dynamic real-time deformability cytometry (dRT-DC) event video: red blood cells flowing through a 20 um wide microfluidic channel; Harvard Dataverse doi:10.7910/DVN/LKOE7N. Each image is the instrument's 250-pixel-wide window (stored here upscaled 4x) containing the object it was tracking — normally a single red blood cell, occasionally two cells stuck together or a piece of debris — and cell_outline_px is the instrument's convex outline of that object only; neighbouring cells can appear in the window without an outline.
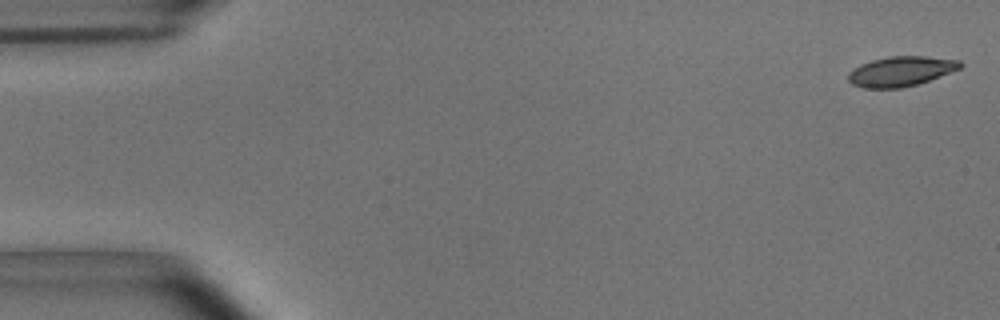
{"species": "common noctule bat (a hibernating species)", "species_latin": "Nyctalus noctula", "temperature_condition": "room temperature", "stored_images_in_passage": 53, "camera_frame_rate_fps": 3000, "um_per_image_px": 0.085, "animal": {"sex": "male", "body_mass_g": 15.6}, "frame": {"image": 1, "passage_image": 1, "time_ms": 0.0, "image_size_px": [1000, 320], "cell_outline_px": [[964, 64], [960, 68], [928, 80], [916, 84], [900, 88], [864, 88], [852, 84], [848, 80], [848, 72], [860, 64], [872, 60], [888, 56], [924, 56], [960, 60]], "centroid_in_image_um": [76.54, 6.05], "position_along_channel_um": 8.5, "area_um2": 19.36}}
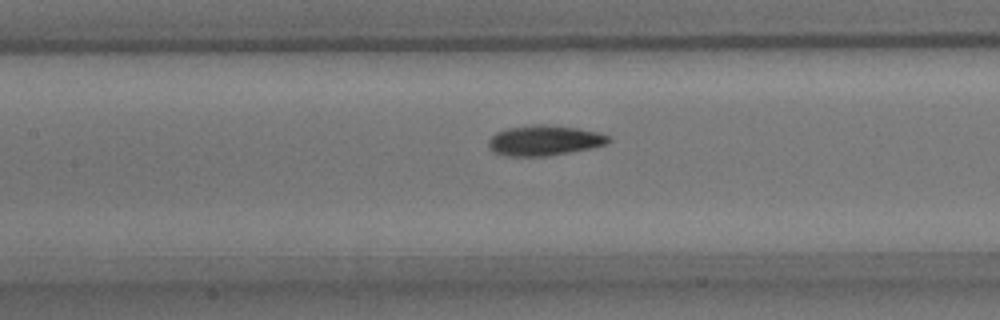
{"frame": {"image": 2, "passage_image": 24, "time_ms": 7.667, "image_size_px": [1000, 320], "cell_outline_px": [[612, 140], [608, 144], [592, 148], [548, 156], [504, 156], [492, 152], [488, 148], [488, 140], [496, 132], [508, 128], [536, 124], [544, 124], [576, 128], [600, 132], [608, 136]], "centroid_in_image_um": [46.26, 11.95], "position_along_channel_um": 161.1, "area_um2": 21.39}}
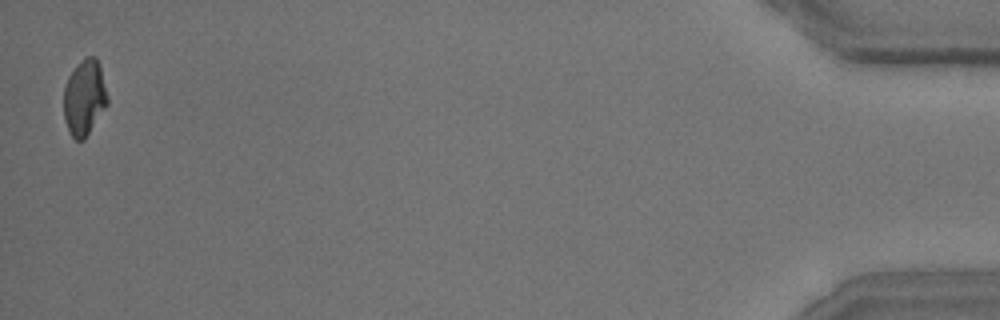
{"frame": {"image": 3, "passage_image": 53, "time_ms": 17.333, "image_size_px": [1000, 320], "cell_outline_px": [[108, 104], [84, 140], [76, 140], [72, 136], [68, 128], [64, 116], [64, 88], [68, 76], [88, 56], [96, 56], [100, 64], [108, 96]], "centroid_in_image_um": [7.2, 8.31], "position_along_channel_um": 428.0, "area_um2": 19.07}, "authors_computed_cell_mechanics": {"area_um2": 20.3456, "velocity_mm_per_s": 3.6923, "shape_relaxation_time_tau1_ms": 5.0312, "shape_relaxation_time_tau2_ms": 2.8998, "deformation_change_tau1": 0.148, "deformation_change_tau2": 0.0855}}